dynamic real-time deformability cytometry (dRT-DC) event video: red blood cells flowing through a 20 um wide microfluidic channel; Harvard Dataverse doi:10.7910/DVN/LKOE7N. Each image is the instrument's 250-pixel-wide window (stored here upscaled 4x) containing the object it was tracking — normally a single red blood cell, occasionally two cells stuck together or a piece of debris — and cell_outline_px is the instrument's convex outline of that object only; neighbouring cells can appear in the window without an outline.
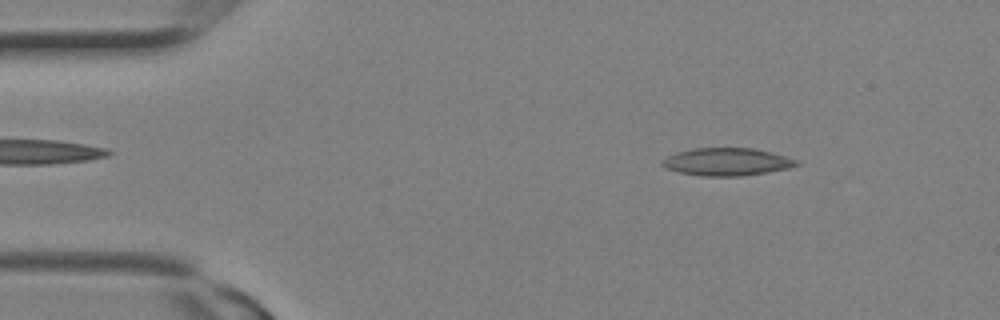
{"species": "Egyptian fruit bat (a non-hibernating species)", "species_latin": "Rousettus aegyptiacus", "temperature_condition": "room temperature", "stored_images_in_passage": 3, "camera_frame_rate_fps": 3000, "um_per_image_px": 0.085, "animal": {"sex": "female"}, "frame": {"image": 1, "passage_image": 1, "time_ms": 0.0, "image_size_px": [1000, 320], "cell_outline_px": [[800, 164], [788, 168], [768, 172], [740, 176], [700, 176], [680, 172], [664, 168], [660, 164], [660, 160], [676, 152], [692, 148], [752, 148], [772, 152], [796, 160]], "centroid_in_image_um": [61.73, 13.75], "position_along_channel_um": 23.3, "area_um2": 21.68}}
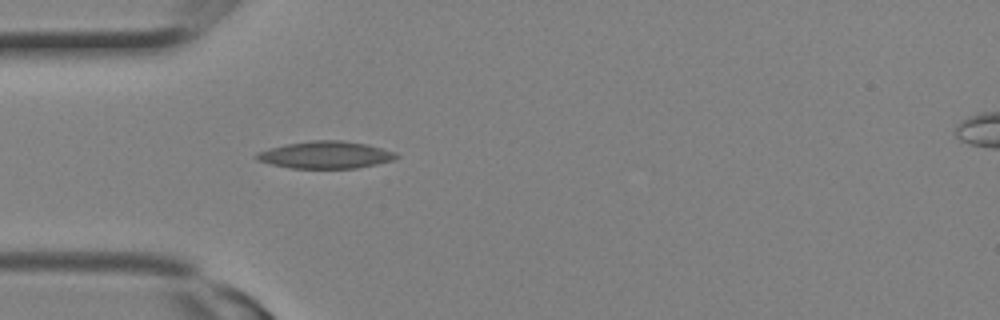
{"frame": {"image": 2, "passage_image": 2, "time_ms": 0.333, "image_size_px": [1000, 320], "cell_outline_px": [[400, 156], [396, 160], [356, 168], [292, 168], [272, 164], [256, 160], [252, 156], [256, 152], [268, 148], [288, 144], [312, 140], [340, 140], [364, 144], [396, 152]], "centroid_in_image_um": [27.65, 13.17], "position_along_channel_um": 57.3, "area_um2": 22.14}}